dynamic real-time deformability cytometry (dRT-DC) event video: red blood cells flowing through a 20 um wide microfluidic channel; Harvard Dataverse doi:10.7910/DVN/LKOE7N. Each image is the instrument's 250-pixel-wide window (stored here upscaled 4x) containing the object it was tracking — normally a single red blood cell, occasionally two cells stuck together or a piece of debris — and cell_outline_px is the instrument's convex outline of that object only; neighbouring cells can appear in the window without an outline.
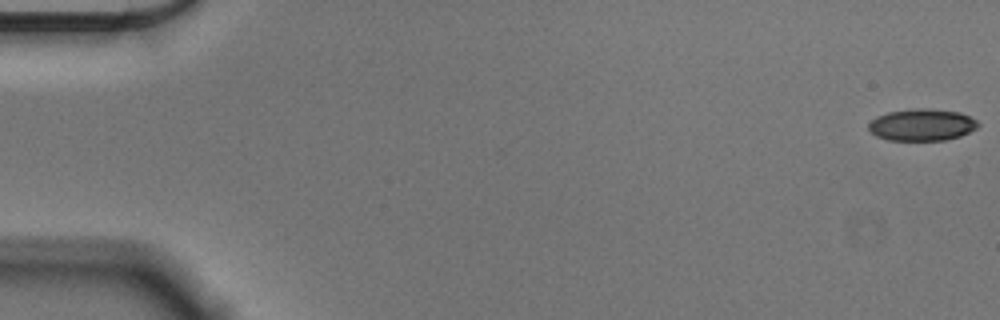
{"species": "Egyptian fruit bat (a non-hibernating species)", "species_latin": "Rousettus aegyptiacus", "temperature_condition": "cold", "stored_images_in_passage": 34, "camera_frame_rate_fps": 3000, "um_per_image_px": 0.085, "animal": {"sex": "male"}, "frame": {"image": 1, "passage_image": 1, "time_ms": 0.0, "image_size_px": [1000, 320], "cell_outline_px": [[980, 124], [976, 128], [960, 136], [944, 140], [888, 140], [876, 136], [868, 128], [868, 124], [876, 116], [888, 112], [920, 108], [928, 108], [960, 112], [976, 120]], "centroid_in_image_um": [78.35, 10.61], "position_along_channel_um": 6.6, "area_um2": 20.23}}
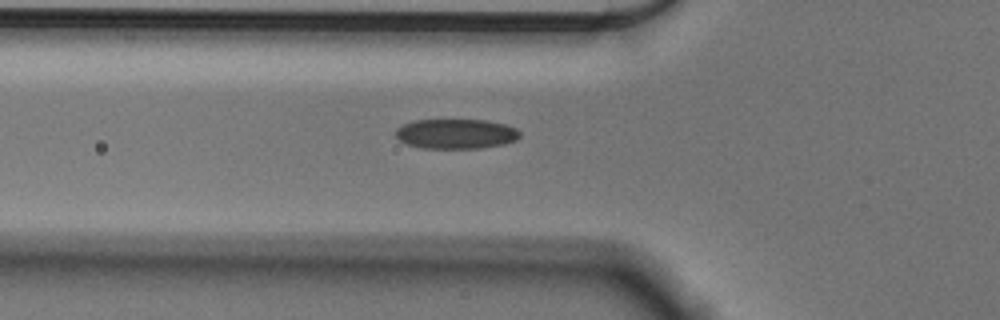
{"frame": {"image": 2, "passage_image": 20, "time_ms": 6.333, "image_size_px": [1000, 320], "cell_outline_px": [[520, 136], [516, 140], [504, 144], [480, 148], [424, 148], [408, 144], [400, 140], [396, 136], [396, 128], [404, 124], [416, 120], [484, 120], [504, 124], [516, 128], [520, 132]], "centroid_in_image_um": [38.78, 11.37], "position_along_channel_um": 87.0, "area_um2": 21.44}}
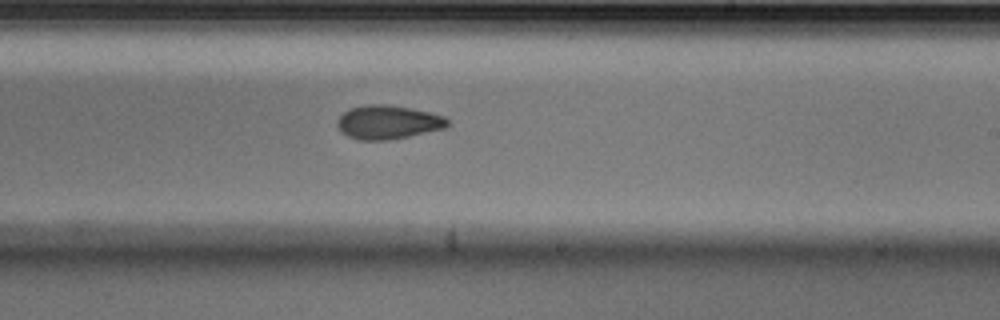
{"frame": {"image": 3, "passage_image": 34, "time_ms": 11.0, "image_size_px": [1000, 320], "cell_outline_px": [[448, 124], [444, 128], [408, 136], [388, 140], [360, 140], [348, 136], [340, 132], [336, 124], [336, 120], [348, 108], [364, 104], [388, 104], [412, 108], [444, 116], [448, 120]], "centroid_in_image_um": [32.92, 10.37], "position_along_channel_um": 256.1, "area_um2": 21.79}}